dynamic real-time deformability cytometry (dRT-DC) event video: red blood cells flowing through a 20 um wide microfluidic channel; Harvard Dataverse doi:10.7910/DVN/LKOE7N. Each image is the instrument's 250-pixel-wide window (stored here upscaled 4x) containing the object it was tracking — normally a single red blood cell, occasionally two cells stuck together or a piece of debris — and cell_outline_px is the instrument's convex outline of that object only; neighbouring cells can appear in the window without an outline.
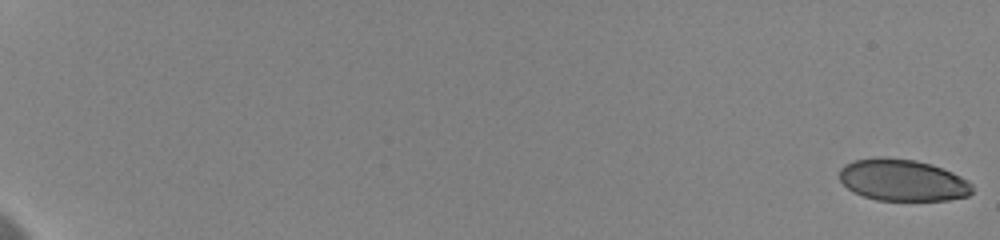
{"species": "human", "species_latin": "Homo sapiens", "temperature_condition": "cold", "stored_images_in_passage": 10, "camera_frame_rate_fps": 3000, "um_per_image_px": 0.085, "donor": {"sex": "female"}, "frame": {"image": 1, "passage_image": 1, "time_ms": 0.0, "image_size_px": [1000, 240], "cell_outline_px": [[972, 192], [968, 196], [948, 200], [876, 200], [852, 192], [840, 180], [840, 168], [844, 164], [852, 160], [880, 156], [884, 156], [916, 160], [932, 164], [952, 172], [968, 180], [972, 184]], "centroid_in_image_um": [76.71, 15.3], "position_along_channel_um": 8.3, "area_um2": 32.6}}
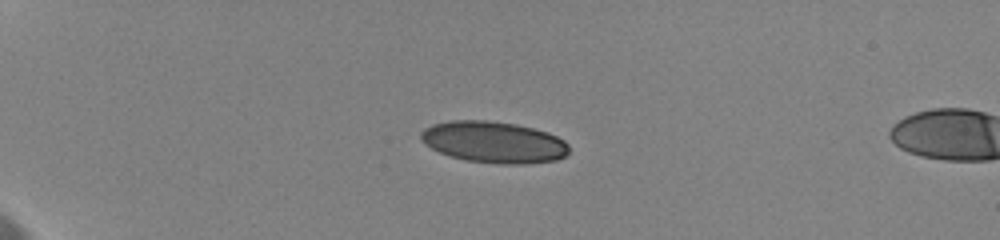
{"frame": {"image": 2, "passage_image": 8, "time_ms": 5.667, "image_size_px": [1000, 240], "cell_outline_px": [[568, 152], [564, 156], [556, 160], [524, 164], [500, 164], [468, 160], [452, 156], [440, 152], [424, 144], [420, 140], [420, 132], [424, 128], [432, 124], [448, 120], [488, 120], [516, 124], [548, 132], [564, 140], [568, 144]], "centroid_in_image_um": [41.95, 12.07], "position_along_channel_um": 43.1, "area_um2": 35.84}}